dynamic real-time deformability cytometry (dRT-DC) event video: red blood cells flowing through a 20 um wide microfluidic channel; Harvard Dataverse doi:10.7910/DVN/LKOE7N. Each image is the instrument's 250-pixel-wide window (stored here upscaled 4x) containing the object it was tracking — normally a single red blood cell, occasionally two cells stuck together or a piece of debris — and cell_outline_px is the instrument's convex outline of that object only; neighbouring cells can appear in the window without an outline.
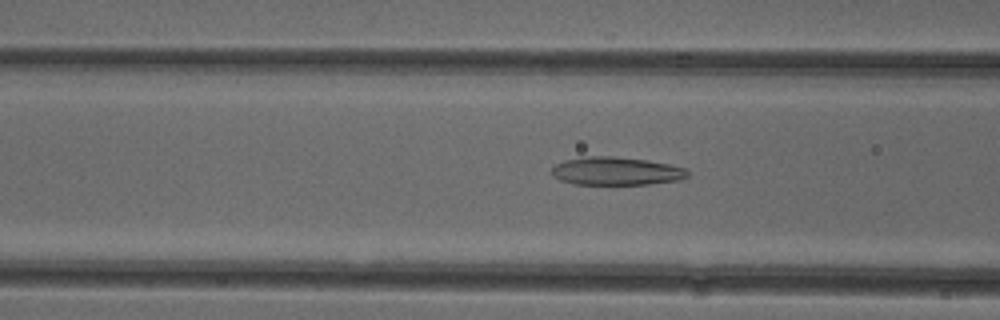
{"species": "common noctule bat (a hibernating species)", "species_latin": "Nyctalus noctula", "temperature_condition": "cold", "stored_images_in_passage": 52, "camera_frame_rate_fps": 3000, "um_per_image_px": 0.085, "animal": {"sex": "female"}, "frame": {"image": 1, "passage_image": 20, "time_ms": 6.333, "image_size_px": [1000, 320], "cell_outline_px": [[688, 176], [680, 180], [648, 184], [576, 184], [560, 180], [552, 176], [552, 168], [556, 164], [564, 160], [584, 156], [612, 156], [648, 160], [668, 164], [684, 168], [688, 172]], "centroid_in_image_um": [52.36, 14.54], "position_along_channel_um": 114.2, "area_um2": 22.25}}
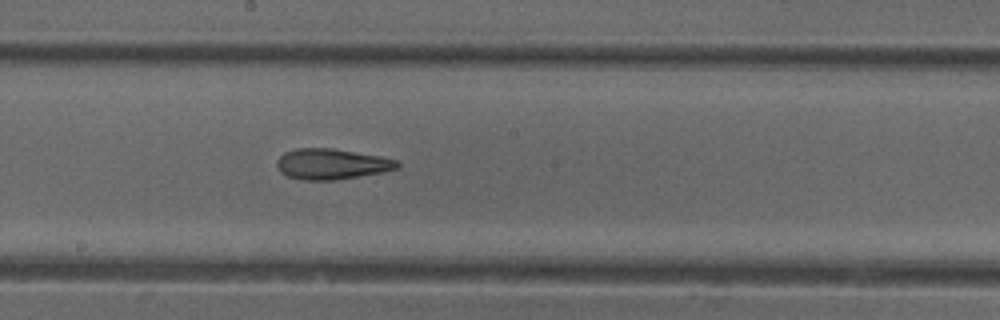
{"frame": {"image": 2, "passage_image": 28, "time_ms": 9.0, "image_size_px": [1000, 320], "cell_outline_px": [[400, 168], [384, 172], [332, 180], [300, 180], [288, 176], [280, 172], [276, 164], [276, 160], [284, 152], [296, 148], [332, 148], [380, 156], [396, 160], [400, 164]], "centroid_in_image_um": [28.17, 13.94], "position_along_channel_um": 220.0, "area_um2": 21.56}}
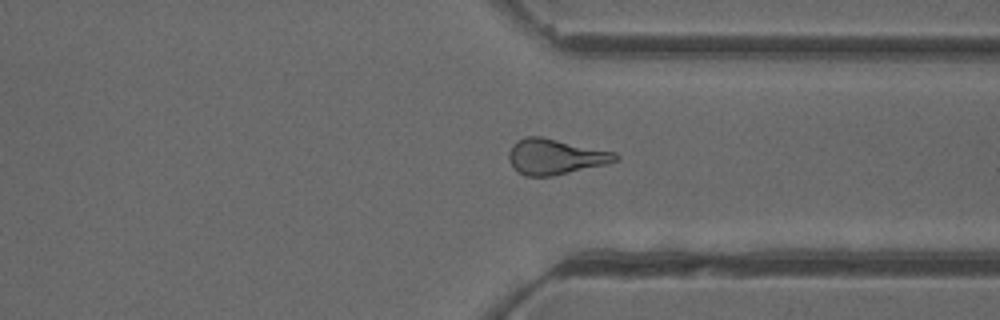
{"frame": {"image": 3, "passage_image": 39, "time_ms": 12.667, "image_size_px": [1000, 320], "cell_outline_px": [[620, 160], [608, 164], [552, 176], [524, 176], [508, 160], [508, 152], [512, 144], [516, 140], [524, 136], [540, 136], [616, 152], [620, 156]], "centroid_in_image_um": [47.22, 13.31], "position_along_channel_um": 364.2, "area_um2": 22.25}, "authors_computed_cell_mechanics": {"area_um2": 22.3686, "velocity_mm_per_s": 3.9449, "shape_relaxation_time_tau1_ms": null, "shape_relaxation_time_tau2_ms": 4.326, "deformation_change_tau1": null, "deformation_change_tau2": 0.1475}}